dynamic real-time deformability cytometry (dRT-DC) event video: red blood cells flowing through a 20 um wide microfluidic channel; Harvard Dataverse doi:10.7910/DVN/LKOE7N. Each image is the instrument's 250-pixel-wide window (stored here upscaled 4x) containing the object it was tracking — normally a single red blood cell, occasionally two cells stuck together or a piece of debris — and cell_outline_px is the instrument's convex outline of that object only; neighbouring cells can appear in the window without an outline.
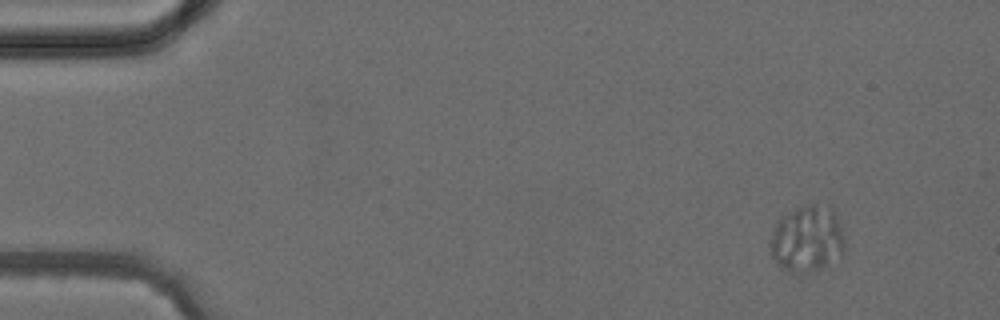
{"species": "common noctule bat (a hibernating species)", "species_latin": "Nyctalus noctula", "temperature_condition": "cold", "stored_images_in_passage": 3, "camera_frame_rate_fps": 3000, "um_per_image_px": 0.085, "animal": {"sex": "female", "body_mass_g": 24.6, "forearm_length_mm": 56.2}, "frame": {"image": 1, "passage_image": 1, "time_ms": 0.0, "image_size_px": [1000, 320], "cell_outline_px": [[844, 252], [820, 268], [812, 272], [788, 272], [780, 268], [772, 256], [772, 236], [776, 220], [780, 216], [796, 208], [808, 204], [832, 204], [844, 240]], "centroid_in_image_um": [68.6, 20.27], "position_along_channel_um": 16.4, "area_um2": 28.73}}
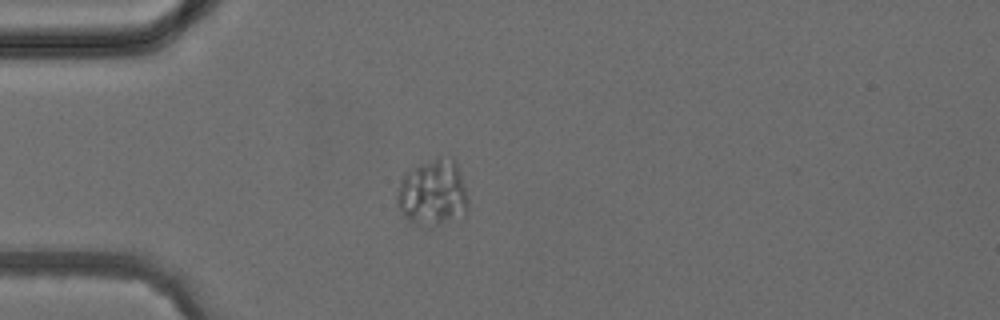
{"frame": {"image": 2, "passage_image": 3, "time_ms": 2.667, "image_size_px": [1000, 320], "cell_outline_px": [[468, 208], [464, 212], [440, 224], [420, 224], [408, 220], [400, 212], [396, 204], [396, 192], [404, 172], [408, 168], [440, 156], [452, 160], [456, 164], [468, 200]], "centroid_in_image_um": [36.7, 16.35], "position_along_channel_um": 48.3, "area_um2": 26.93}}